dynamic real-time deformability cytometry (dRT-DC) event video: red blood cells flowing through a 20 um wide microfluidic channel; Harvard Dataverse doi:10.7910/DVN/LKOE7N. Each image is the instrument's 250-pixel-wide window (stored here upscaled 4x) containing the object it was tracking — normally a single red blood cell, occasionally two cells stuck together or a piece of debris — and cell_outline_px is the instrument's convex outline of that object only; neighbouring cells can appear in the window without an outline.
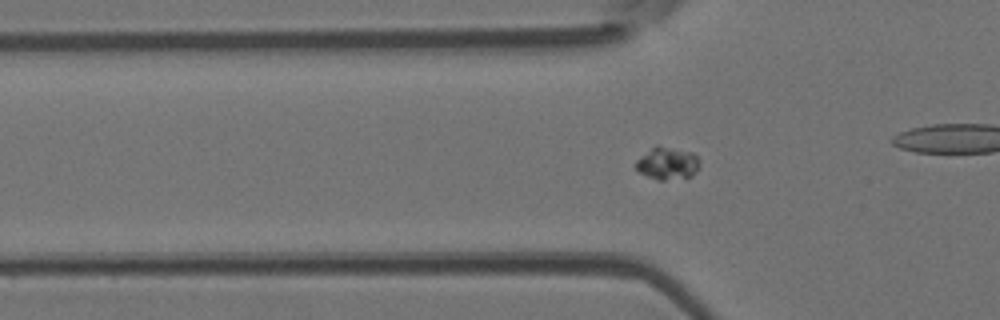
{"species": "Egyptian fruit bat (a non-hibernating species)", "species_latin": "Rousettus aegyptiacus", "temperature_condition": "room temperature", "stored_images_in_passage": 55, "camera_frame_rate_fps": 3000, "um_per_image_px": 0.085, "animal": {"sex": "female"}, "frame": {"image": 1, "passage_image": 18, "time_ms": 5.667, "image_size_px": [1000, 320], "cell_outline_px": [[700, 168], [692, 176], [664, 180], [656, 180], [640, 172], [636, 168], [636, 160], [640, 156], [656, 144], [692, 152], [700, 160]], "centroid_in_image_um": [56.75, 13.87], "position_along_channel_um": 69.1, "area_um2": 12.2}}
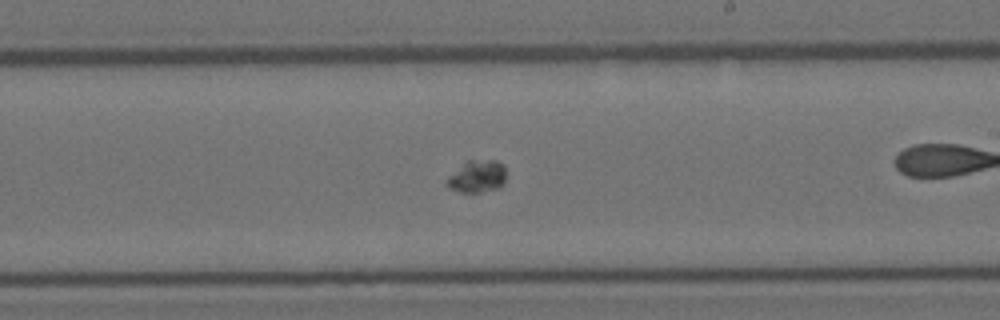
{"frame": {"image": 2, "passage_image": 32, "time_ms": 10.333, "image_size_px": [1000, 320], "cell_outline_px": [[504, 184], [500, 188], [480, 192], [460, 192], [448, 188], [444, 184], [444, 180], [448, 176], [468, 160], [496, 160], [504, 164]], "centroid_in_image_um": [40.53, 15.01], "position_along_channel_um": 248.5, "area_um2": 11.27}}
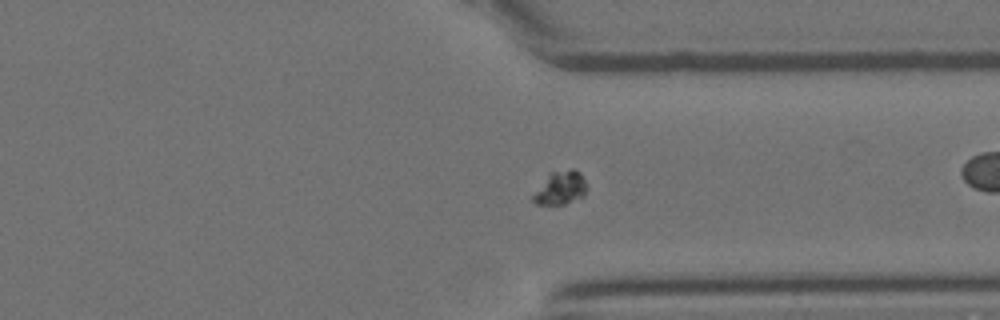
{"frame": {"image": 3, "passage_image": 41, "time_ms": 13.333, "image_size_px": [1000, 320], "cell_outline_px": [[584, 196], [564, 204], [536, 204], [532, 200], [532, 196], [548, 176], [552, 172], [568, 168], [572, 168], [580, 172], [584, 180]], "centroid_in_image_um": [47.64, 15.97], "position_along_channel_um": 363.8, "area_um2": 10.06}}